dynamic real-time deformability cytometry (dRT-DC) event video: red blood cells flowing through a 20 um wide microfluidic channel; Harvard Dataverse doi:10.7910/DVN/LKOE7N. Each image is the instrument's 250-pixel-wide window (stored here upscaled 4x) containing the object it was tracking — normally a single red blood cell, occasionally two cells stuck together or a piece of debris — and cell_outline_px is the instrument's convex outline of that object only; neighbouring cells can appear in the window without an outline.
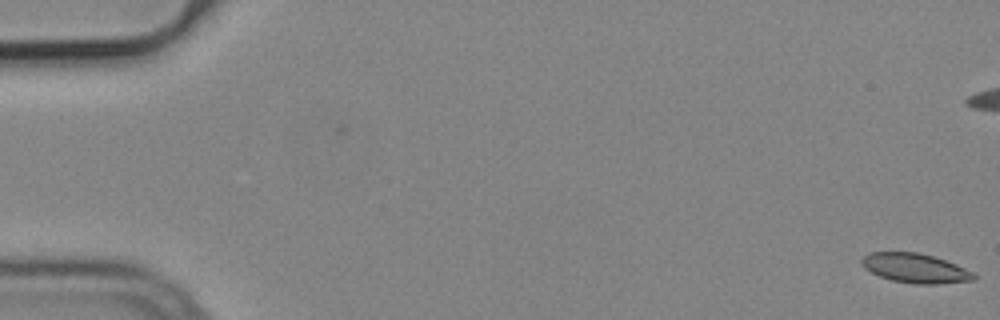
{"species": "common noctule bat (a hibernating species)", "species_latin": "Nyctalus noctula", "temperature_condition": "cold", "stored_images_in_passage": 56, "camera_frame_rate_fps": 3000, "um_per_image_px": 0.085, "animal": {"sex": "male", "body_mass_g": 19.2, "forearm_length_mm": 51.8}, "frame": {"image": 1, "passage_image": 1, "time_ms": 0.0, "image_size_px": [1000, 320], "cell_outline_px": [[976, 280], [936, 284], [916, 284], [892, 280], [880, 276], [864, 268], [860, 264], [860, 260], [868, 252], [920, 252], [956, 264], [972, 272], [976, 276]], "centroid_in_image_um": [77.77, 22.79], "position_along_channel_um": 7.2, "area_um2": 19.19}}
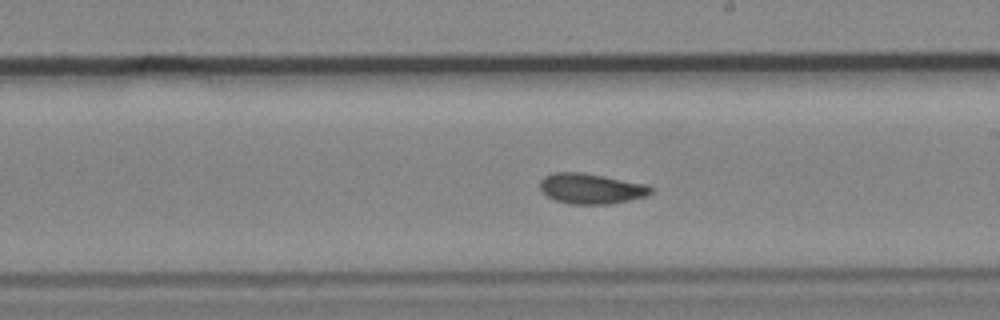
{"frame": {"image": 2, "passage_image": 32, "time_ms": 10.333, "image_size_px": [1000, 320], "cell_outline_px": [[652, 192], [648, 196], [608, 204], [568, 204], [556, 200], [548, 196], [540, 188], [540, 180], [544, 176], [552, 172], [584, 172], [648, 184], [652, 188]], "centroid_in_image_um": [50.26, 16.02], "position_along_channel_um": 238.7, "area_um2": 19.77}}
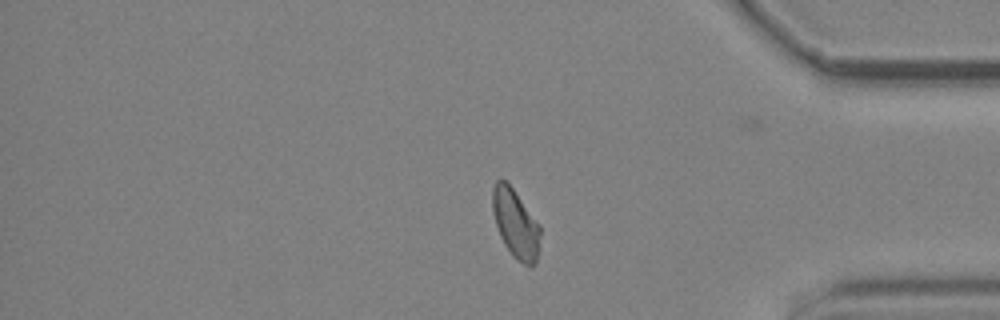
{"frame": {"image": 3, "passage_image": 46, "time_ms": 15.0, "image_size_px": [1000, 320], "cell_outline_px": [[540, 236], [536, 264], [532, 268], [516, 260], [512, 256], [504, 244], [500, 236], [496, 224], [492, 208], [492, 188], [496, 180], [500, 176], [508, 180], [540, 224]], "centroid_in_image_um": [43.82, 18.96], "position_along_channel_um": 391.4, "area_um2": 19.71}, "authors_computed_cell_mechanics": {"area_um2": 19.5942, "velocity_mm_per_s": 3.7726, "shape_relaxation_time_tau1_ms": null, "shape_relaxation_time_tau2_ms": 2.5673, "deformation_change_tau1": null, "deformation_change_tau2": 0.0713}}